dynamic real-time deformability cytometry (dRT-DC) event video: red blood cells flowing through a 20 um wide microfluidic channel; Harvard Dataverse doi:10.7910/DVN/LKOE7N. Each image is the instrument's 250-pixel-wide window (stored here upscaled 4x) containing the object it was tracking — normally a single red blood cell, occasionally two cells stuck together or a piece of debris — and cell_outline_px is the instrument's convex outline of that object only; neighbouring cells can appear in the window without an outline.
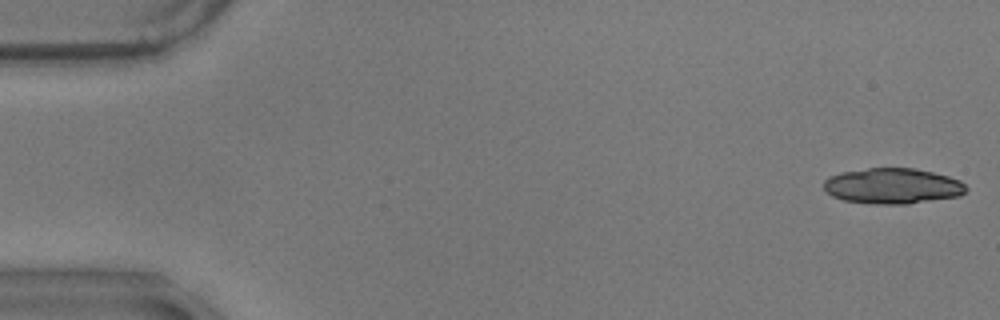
{"species": "common noctule bat (a hibernating species)", "species_latin": "Nyctalus noctula", "temperature_condition": "warm", "stored_images_in_passage": 22, "camera_frame_rate_fps": 3000, "um_per_image_px": 0.085, "animal": {"sex": "male", "body_mass_g": 17.9}, "frame": {"image": 1, "passage_image": 1, "time_ms": 0.0, "image_size_px": [1000, 320], "cell_outline_px": [[968, 188], [960, 196], [908, 204], [876, 204], [844, 200], [832, 196], [824, 188], [824, 180], [828, 176], [840, 172], [868, 168], [916, 168], [948, 176], [960, 180]], "centroid_in_image_um": [75.87, 15.8], "position_along_channel_um": 9.1, "area_um2": 29.65}}